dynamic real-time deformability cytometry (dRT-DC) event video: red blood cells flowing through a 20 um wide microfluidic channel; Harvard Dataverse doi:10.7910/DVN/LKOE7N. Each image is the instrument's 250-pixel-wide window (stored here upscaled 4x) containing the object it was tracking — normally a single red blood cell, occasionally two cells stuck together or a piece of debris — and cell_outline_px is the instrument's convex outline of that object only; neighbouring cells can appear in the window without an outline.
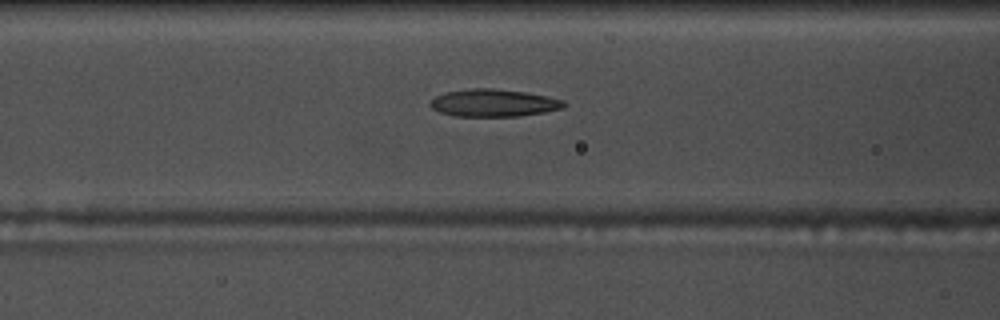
{"species": "common noctule bat (a hibernating species)", "species_latin": "Nyctalus noctula", "temperature_condition": "warm", "stored_images_in_passage": 40, "camera_frame_rate_fps": 3000, "um_per_image_px": 0.085, "animal": {"sex": "male", "body_mass_g": 17.5, "forearm_length_mm": 52.3}, "frame": {"image": 1, "passage_image": 7, "time_ms": 2.0, "image_size_px": [1000, 320], "cell_outline_px": [[568, 104], [564, 108], [544, 112], [520, 116], [452, 116], [440, 112], [432, 108], [428, 104], [436, 96], [444, 92], [472, 88], [492, 88], [524, 92], [564, 100]], "centroid_in_image_um": [41.95, 8.75], "position_along_channel_um": 124.7, "area_um2": 21.39}}
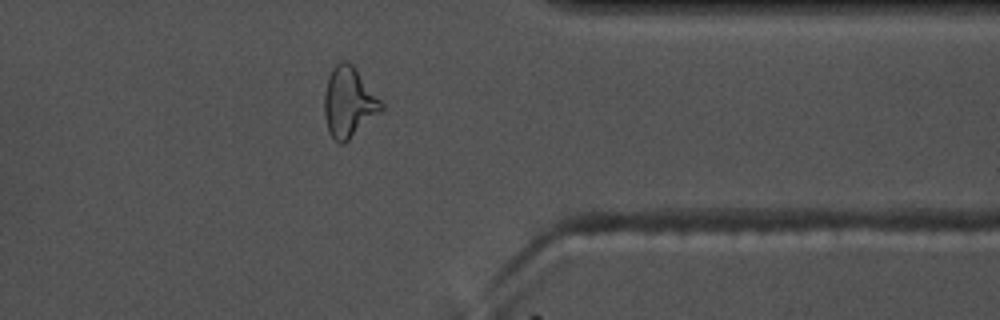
{"frame": {"image": 2, "passage_image": 29, "time_ms": 9.333, "image_size_px": [1000, 320], "cell_outline_px": [[384, 108], [380, 112], [344, 144], [340, 144], [328, 132], [324, 116], [324, 92], [328, 76], [332, 68], [340, 60], [348, 60], [352, 64], [384, 104]], "centroid_in_image_um": [29.62, 8.68], "position_along_channel_um": 381.8, "area_um2": 23.29}, "authors_computed_cell_mechanics": {"area_um2": 21.5883, "velocity_mm_per_s": 3.6446, "shape_relaxation_time_tau1_ms": 7.9079, "shape_relaxation_time_tau2_ms": 2.7308, "deformation_change_tau1": 0.2233, "deformation_change_tau2": 0.1295}}